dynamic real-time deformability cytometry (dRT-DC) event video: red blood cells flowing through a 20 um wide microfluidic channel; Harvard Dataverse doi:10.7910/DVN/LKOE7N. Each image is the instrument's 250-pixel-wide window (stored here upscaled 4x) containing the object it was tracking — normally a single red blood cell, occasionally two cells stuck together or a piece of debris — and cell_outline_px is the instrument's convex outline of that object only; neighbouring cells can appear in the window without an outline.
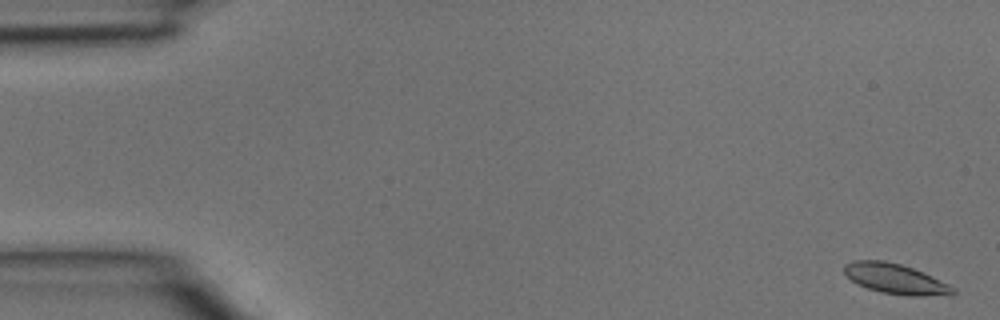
{"species": "common noctule bat (a hibernating species)", "species_latin": "Nyctalus noctula", "temperature_condition": "room temperature", "stored_images_in_passage": 39, "camera_frame_rate_fps": 3000, "um_per_image_px": 0.085, "animal": {"sex": "male", "body_mass_g": 15.6}, "frame": {"image": 1, "passage_image": 1, "time_ms": 0.0, "image_size_px": [1000, 320], "cell_outline_px": [[956, 292], [920, 296], [912, 296], [880, 292], [856, 284], [844, 272], [844, 264], [852, 260], [884, 260], [900, 264], [912, 268], [948, 284], [956, 288]], "centroid_in_image_um": [76.03, 23.68], "position_along_channel_um": 9.0, "area_um2": 18.67}}
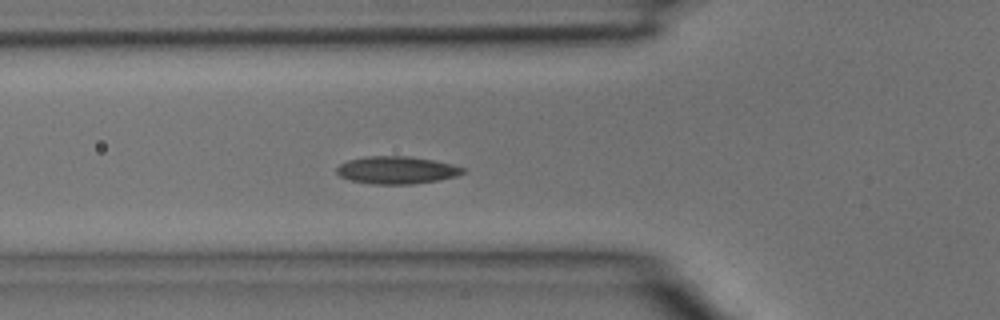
{"frame": {"image": 2, "passage_image": 14, "time_ms": 4.333, "image_size_px": [1000, 320], "cell_outline_px": [[468, 168], [464, 172], [456, 176], [440, 180], [412, 184], [372, 184], [352, 180], [340, 176], [336, 172], [336, 168], [340, 164], [348, 160], [364, 156], [408, 156], [432, 160], [452, 164]], "centroid_in_image_um": [33.73, 14.45], "position_along_channel_um": 92.1, "area_um2": 20.29}}
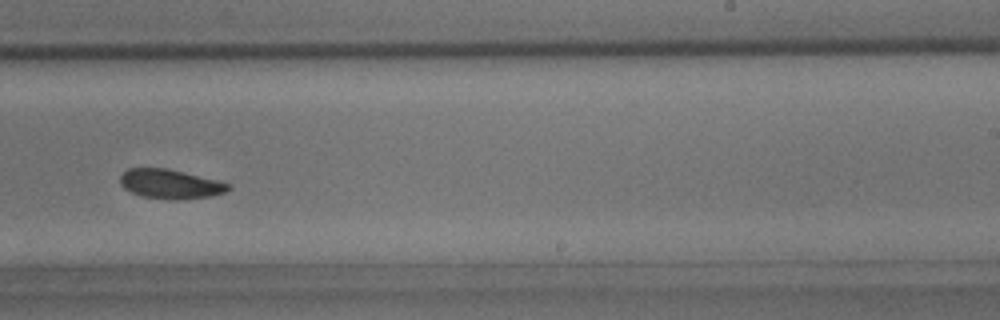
{"frame": {"image": 3, "passage_image": 25, "time_ms": 8.0, "image_size_px": [1000, 320], "cell_outline_px": [[232, 188], [224, 192], [212, 196], [180, 200], [176, 200], [140, 196], [124, 188], [120, 184], [120, 176], [128, 168], [164, 168], [216, 180], [232, 184]], "centroid_in_image_um": [14.47, 15.65], "position_along_channel_um": 274.5, "area_um2": 18.38}}